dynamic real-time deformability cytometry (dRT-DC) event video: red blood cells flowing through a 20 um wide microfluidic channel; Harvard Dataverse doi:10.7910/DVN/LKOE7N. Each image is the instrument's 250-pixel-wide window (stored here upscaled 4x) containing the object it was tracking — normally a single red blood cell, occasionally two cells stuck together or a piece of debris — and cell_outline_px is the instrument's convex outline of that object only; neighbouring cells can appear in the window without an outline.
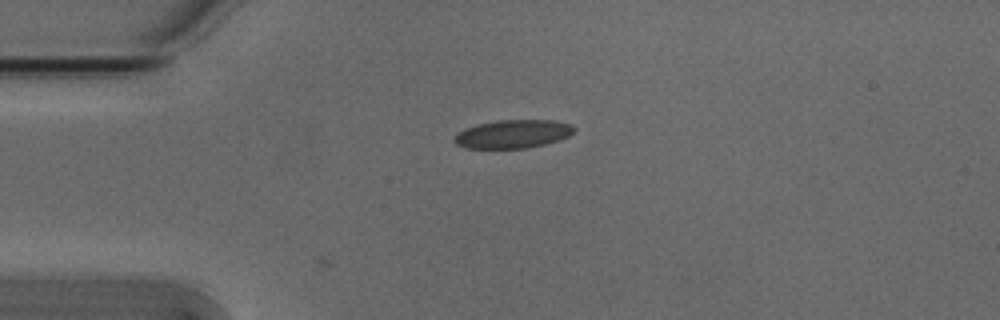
{"species": "Egyptian fruit bat (a non-hibernating species)", "species_latin": "Rousettus aegyptiacus", "temperature_condition": "cold", "stored_images_in_passage": 3, "camera_frame_rate_fps": 3000, "um_per_image_px": 0.085, "animal": {"sex": "male"}, "frame": {"image": 1, "passage_image": 1, "time_ms": 0.0, "image_size_px": [1000, 320], "cell_outline_px": [[576, 128], [568, 136], [560, 140], [528, 148], [464, 148], [456, 144], [452, 140], [464, 128], [496, 120], [556, 120], [572, 124]], "centroid_in_image_um": [43.62, 11.39], "position_along_channel_um": 41.4, "area_um2": 19.83}}